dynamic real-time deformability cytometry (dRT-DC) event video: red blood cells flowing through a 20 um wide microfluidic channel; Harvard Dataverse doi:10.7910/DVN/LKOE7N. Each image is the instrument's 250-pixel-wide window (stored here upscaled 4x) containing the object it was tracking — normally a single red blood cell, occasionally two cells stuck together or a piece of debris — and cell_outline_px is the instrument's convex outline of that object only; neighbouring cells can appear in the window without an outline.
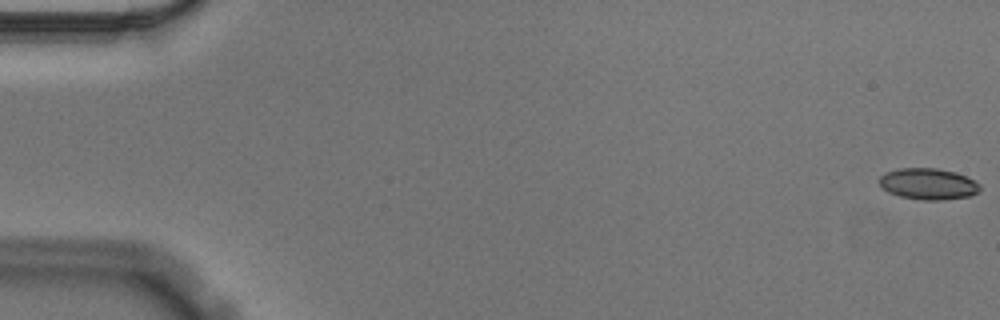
{"species": "Egyptian fruit bat (a non-hibernating species)", "species_latin": "Rousettus aegyptiacus", "temperature_condition": "cold", "stored_images_in_passage": 57, "camera_frame_rate_fps": 3000, "um_per_image_px": 0.085, "animal": {"sex": "male"}, "frame": {"image": 1, "passage_image": 1, "time_ms": 0.0, "image_size_px": [1000, 320], "cell_outline_px": [[980, 192], [968, 196], [940, 200], [924, 200], [900, 196], [888, 192], [880, 184], [880, 176], [884, 172], [900, 168], [936, 168], [956, 172], [980, 184]], "centroid_in_image_um": [78.89, 15.62], "position_along_channel_um": 6.1, "area_um2": 18.21}}
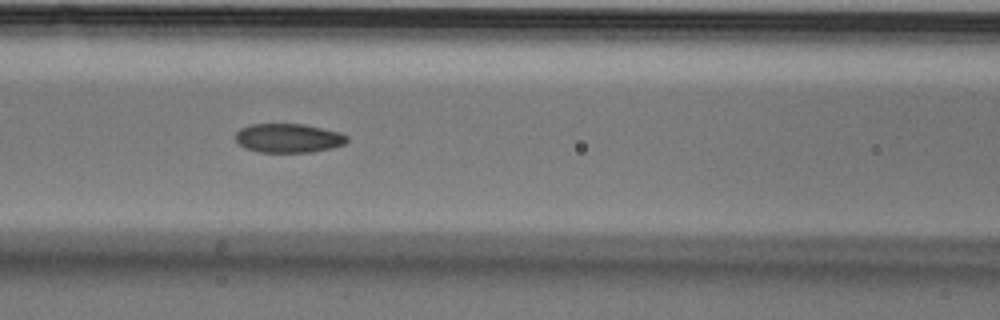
{"frame": {"image": 2, "passage_image": 25, "time_ms": 8.0, "image_size_px": [1000, 320], "cell_outline_px": [[348, 140], [344, 144], [332, 148], [312, 152], [260, 152], [244, 148], [236, 140], [236, 132], [240, 128], [248, 124], [304, 124], [340, 132], [348, 136]], "centroid_in_image_um": [24.52, 11.73], "position_along_channel_um": 142.1, "area_um2": 18.96}}
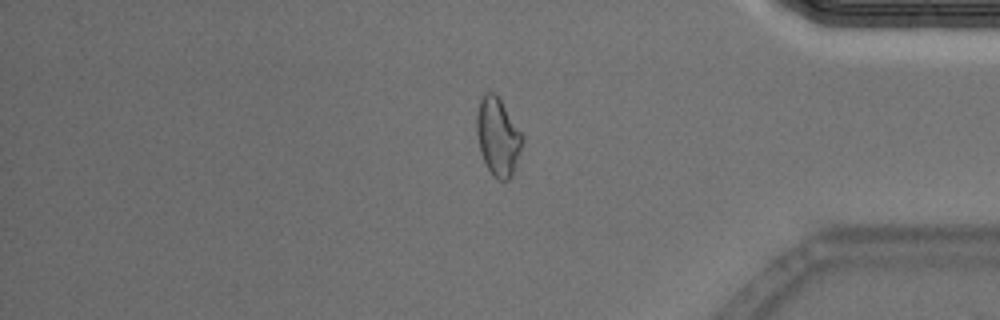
{"frame": {"image": 3, "passage_image": 48, "time_ms": 15.667, "image_size_px": [1000, 320], "cell_outline_px": [[524, 136], [512, 176], [508, 180], [500, 180], [492, 176], [480, 152], [476, 132], [476, 116], [480, 100], [484, 92], [496, 92]], "centroid_in_image_um": [42.3, 11.6], "position_along_channel_um": 392.9, "area_um2": 20.75}, "authors_computed_cell_mechanics": {"area_um2": 19.1318, "velocity_mm_per_s": 3.5681, "shape_relaxation_time_tau1_ms": 6.3998, "shape_relaxation_time_tau2_ms": 2.1223, "deformation_change_tau1": 0.1355, "deformation_change_tau2": 0.0541}}